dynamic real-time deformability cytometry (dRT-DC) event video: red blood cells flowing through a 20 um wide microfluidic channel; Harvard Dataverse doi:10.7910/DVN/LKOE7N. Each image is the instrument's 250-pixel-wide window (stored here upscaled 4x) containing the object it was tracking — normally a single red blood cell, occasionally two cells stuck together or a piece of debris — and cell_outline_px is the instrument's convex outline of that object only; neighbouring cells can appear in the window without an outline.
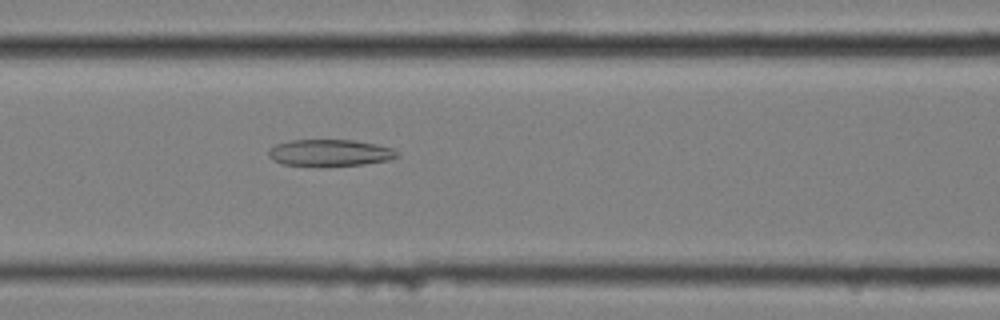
{"species": "common noctule bat (a hibernating species)", "species_latin": "Nyctalus noctula", "temperature_condition": "cold", "stored_images_in_passage": 58, "camera_frame_rate_fps": 3000, "um_per_image_px": 0.085, "animal": {"sex": "female", "body_mass_g": 25.1}, "frame": {"image": 1, "passage_image": 24, "time_ms": 7.667, "image_size_px": [1000, 320], "cell_outline_px": [[400, 156], [388, 160], [364, 164], [280, 164], [272, 160], [268, 156], [268, 148], [276, 144], [288, 140], [356, 140], [376, 144], [392, 148], [400, 152]], "centroid_in_image_um": [28.04, 12.95], "position_along_channel_um": 138.6, "area_um2": 19.65}}
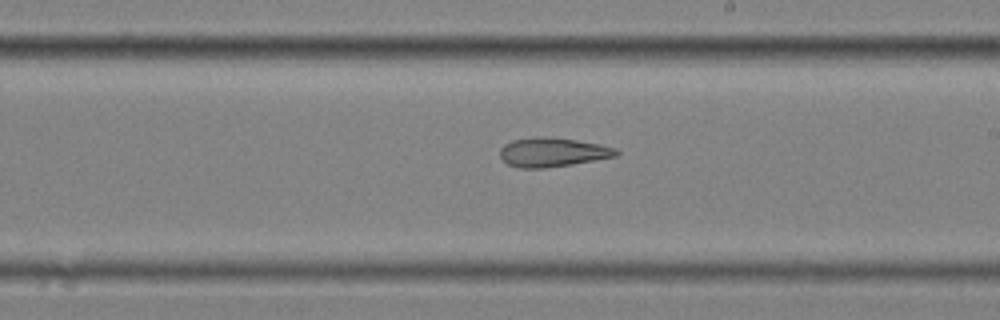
{"frame": {"image": 2, "passage_image": 33, "time_ms": 10.667, "image_size_px": [1000, 320], "cell_outline_px": [[620, 152], [616, 156], [572, 164], [544, 168], [520, 168], [508, 164], [500, 156], [500, 148], [504, 144], [512, 140], [536, 136], [548, 136], [576, 140], [600, 144], [616, 148]], "centroid_in_image_um": [46.96, 12.92], "position_along_channel_um": 242.0, "area_um2": 19.77}}
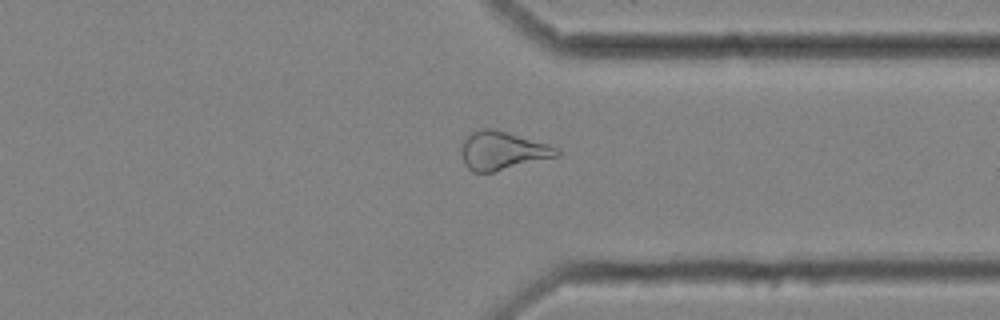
{"frame": {"image": 3, "passage_image": 44, "time_ms": 14.333, "image_size_px": [1000, 320], "cell_outline_px": [[560, 156], [492, 172], [472, 172], [464, 164], [460, 152], [460, 144], [464, 136], [472, 132], [484, 128], [492, 128], [548, 144], [560, 148]], "centroid_in_image_um": [42.67, 12.8], "position_along_channel_um": 368.7, "area_um2": 21.56}, "authors_computed_cell_mechanics": {"area_um2": 24.3338, "velocity_mm_per_s": 3.4581, "shape_relaxation_time_tau1_ms": null, "shape_relaxation_time_tau2_ms": 7.623, "deformation_change_tau1": null, "deformation_change_tau2": 0.2161}}